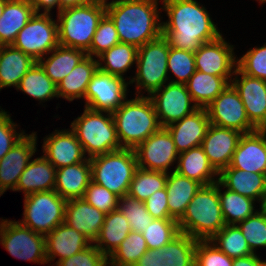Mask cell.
Masks as SVG:
<instances>
[{
	"mask_svg": "<svg viewBox=\"0 0 266 266\" xmlns=\"http://www.w3.org/2000/svg\"><path fill=\"white\" fill-rule=\"evenodd\" d=\"M168 22H162V35L169 46L196 52L203 43L220 35L208 11L195 0H163Z\"/></svg>",
	"mask_w": 266,
	"mask_h": 266,
	"instance_id": "1",
	"label": "cell"
},
{
	"mask_svg": "<svg viewBox=\"0 0 266 266\" xmlns=\"http://www.w3.org/2000/svg\"><path fill=\"white\" fill-rule=\"evenodd\" d=\"M158 0L106 1V14L114 22L121 43L137 48L162 35Z\"/></svg>",
	"mask_w": 266,
	"mask_h": 266,
	"instance_id": "2",
	"label": "cell"
},
{
	"mask_svg": "<svg viewBox=\"0 0 266 266\" xmlns=\"http://www.w3.org/2000/svg\"><path fill=\"white\" fill-rule=\"evenodd\" d=\"M225 225L219 199V181L202 186L178 220L179 231L196 240L212 239Z\"/></svg>",
	"mask_w": 266,
	"mask_h": 266,
	"instance_id": "3",
	"label": "cell"
},
{
	"mask_svg": "<svg viewBox=\"0 0 266 266\" xmlns=\"http://www.w3.org/2000/svg\"><path fill=\"white\" fill-rule=\"evenodd\" d=\"M112 115L122 148L135 149L161 128L149 96L138 94L135 99L126 100Z\"/></svg>",
	"mask_w": 266,
	"mask_h": 266,
	"instance_id": "4",
	"label": "cell"
},
{
	"mask_svg": "<svg viewBox=\"0 0 266 266\" xmlns=\"http://www.w3.org/2000/svg\"><path fill=\"white\" fill-rule=\"evenodd\" d=\"M106 14V0L67 8L58 12L59 45L87 52L100 20Z\"/></svg>",
	"mask_w": 266,
	"mask_h": 266,
	"instance_id": "5",
	"label": "cell"
},
{
	"mask_svg": "<svg viewBox=\"0 0 266 266\" xmlns=\"http://www.w3.org/2000/svg\"><path fill=\"white\" fill-rule=\"evenodd\" d=\"M92 182L115 193L127 196L138 169L134 149L121 148L90 159Z\"/></svg>",
	"mask_w": 266,
	"mask_h": 266,
	"instance_id": "6",
	"label": "cell"
},
{
	"mask_svg": "<svg viewBox=\"0 0 266 266\" xmlns=\"http://www.w3.org/2000/svg\"><path fill=\"white\" fill-rule=\"evenodd\" d=\"M83 114L71 123V129L89 159L121 149L112 113L84 108Z\"/></svg>",
	"mask_w": 266,
	"mask_h": 266,
	"instance_id": "7",
	"label": "cell"
},
{
	"mask_svg": "<svg viewBox=\"0 0 266 266\" xmlns=\"http://www.w3.org/2000/svg\"><path fill=\"white\" fill-rule=\"evenodd\" d=\"M168 55L169 43L163 35L139 47L136 60L137 72L129 83L136 82V88L140 91L144 88L148 95L160 89L169 79Z\"/></svg>",
	"mask_w": 266,
	"mask_h": 266,
	"instance_id": "8",
	"label": "cell"
},
{
	"mask_svg": "<svg viewBox=\"0 0 266 266\" xmlns=\"http://www.w3.org/2000/svg\"><path fill=\"white\" fill-rule=\"evenodd\" d=\"M24 198L21 225L46 236L64 222L67 200L55 190L32 193Z\"/></svg>",
	"mask_w": 266,
	"mask_h": 266,
	"instance_id": "9",
	"label": "cell"
},
{
	"mask_svg": "<svg viewBox=\"0 0 266 266\" xmlns=\"http://www.w3.org/2000/svg\"><path fill=\"white\" fill-rule=\"evenodd\" d=\"M57 23L50 13H35L18 32L12 45L35 61L44 59V55H49L59 45Z\"/></svg>",
	"mask_w": 266,
	"mask_h": 266,
	"instance_id": "10",
	"label": "cell"
},
{
	"mask_svg": "<svg viewBox=\"0 0 266 266\" xmlns=\"http://www.w3.org/2000/svg\"><path fill=\"white\" fill-rule=\"evenodd\" d=\"M1 221L0 242L12 256L47 264L45 235L32 231L19 221Z\"/></svg>",
	"mask_w": 266,
	"mask_h": 266,
	"instance_id": "11",
	"label": "cell"
},
{
	"mask_svg": "<svg viewBox=\"0 0 266 266\" xmlns=\"http://www.w3.org/2000/svg\"><path fill=\"white\" fill-rule=\"evenodd\" d=\"M205 109L213 125L242 134L257 130L249 121L239 93L231 83Z\"/></svg>",
	"mask_w": 266,
	"mask_h": 266,
	"instance_id": "12",
	"label": "cell"
},
{
	"mask_svg": "<svg viewBox=\"0 0 266 266\" xmlns=\"http://www.w3.org/2000/svg\"><path fill=\"white\" fill-rule=\"evenodd\" d=\"M128 84L130 83H126L124 78L98 69L87 85L85 107L94 111L113 113L126 101Z\"/></svg>",
	"mask_w": 266,
	"mask_h": 266,
	"instance_id": "13",
	"label": "cell"
},
{
	"mask_svg": "<svg viewBox=\"0 0 266 266\" xmlns=\"http://www.w3.org/2000/svg\"><path fill=\"white\" fill-rule=\"evenodd\" d=\"M163 86L149 96L161 127H167L199 108L191 104L193 100L185 84L169 82Z\"/></svg>",
	"mask_w": 266,
	"mask_h": 266,
	"instance_id": "14",
	"label": "cell"
},
{
	"mask_svg": "<svg viewBox=\"0 0 266 266\" xmlns=\"http://www.w3.org/2000/svg\"><path fill=\"white\" fill-rule=\"evenodd\" d=\"M138 168L168 173V167L178 159L175 143L165 127L151 134L135 149ZM147 165V166H146Z\"/></svg>",
	"mask_w": 266,
	"mask_h": 266,
	"instance_id": "15",
	"label": "cell"
},
{
	"mask_svg": "<svg viewBox=\"0 0 266 266\" xmlns=\"http://www.w3.org/2000/svg\"><path fill=\"white\" fill-rule=\"evenodd\" d=\"M197 241L180 232L162 249H148L134 266H195Z\"/></svg>",
	"mask_w": 266,
	"mask_h": 266,
	"instance_id": "16",
	"label": "cell"
},
{
	"mask_svg": "<svg viewBox=\"0 0 266 266\" xmlns=\"http://www.w3.org/2000/svg\"><path fill=\"white\" fill-rule=\"evenodd\" d=\"M234 75L231 84L239 93L249 121L257 129L266 128V81L246 75L238 67Z\"/></svg>",
	"mask_w": 266,
	"mask_h": 266,
	"instance_id": "17",
	"label": "cell"
},
{
	"mask_svg": "<svg viewBox=\"0 0 266 266\" xmlns=\"http://www.w3.org/2000/svg\"><path fill=\"white\" fill-rule=\"evenodd\" d=\"M233 54V46L220 35L213 41L203 43L194 52L195 68L214 76L232 77L235 73L232 69L237 68L236 57Z\"/></svg>",
	"mask_w": 266,
	"mask_h": 266,
	"instance_id": "18",
	"label": "cell"
},
{
	"mask_svg": "<svg viewBox=\"0 0 266 266\" xmlns=\"http://www.w3.org/2000/svg\"><path fill=\"white\" fill-rule=\"evenodd\" d=\"M36 133L26 135L0 159V196L8 189H16L19 177L36 152Z\"/></svg>",
	"mask_w": 266,
	"mask_h": 266,
	"instance_id": "19",
	"label": "cell"
},
{
	"mask_svg": "<svg viewBox=\"0 0 266 266\" xmlns=\"http://www.w3.org/2000/svg\"><path fill=\"white\" fill-rule=\"evenodd\" d=\"M229 166L266 174V128L241 135Z\"/></svg>",
	"mask_w": 266,
	"mask_h": 266,
	"instance_id": "20",
	"label": "cell"
},
{
	"mask_svg": "<svg viewBox=\"0 0 266 266\" xmlns=\"http://www.w3.org/2000/svg\"><path fill=\"white\" fill-rule=\"evenodd\" d=\"M242 133L211 124L203 139L202 147L213 168L220 173L227 168Z\"/></svg>",
	"mask_w": 266,
	"mask_h": 266,
	"instance_id": "21",
	"label": "cell"
},
{
	"mask_svg": "<svg viewBox=\"0 0 266 266\" xmlns=\"http://www.w3.org/2000/svg\"><path fill=\"white\" fill-rule=\"evenodd\" d=\"M210 125L206 109L198 108L165 128L169 131L176 150L180 154L201 146Z\"/></svg>",
	"mask_w": 266,
	"mask_h": 266,
	"instance_id": "22",
	"label": "cell"
},
{
	"mask_svg": "<svg viewBox=\"0 0 266 266\" xmlns=\"http://www.w3.org/2000/svg\"><path fill=\"white\" fill-rule=\"evenodd\" d=\"M44 157L54 165L56 169L81 163L85 161V153L76 134L71 131L55 130L54 134L44 140Z\"/></svg>",
	"mask_w": 266,
	"mask_h": 266,
	"instance_id": "23",
	"label": "cell"
},
{
	"mask_svg": "<svg viewBox=\"0 0 266 266\" xmlns=\"http://www.w3.org/2000/svg\"><path fill=\"white\" fill-rule=\"evenodd\" d=\"M106 214L84 198L67 200L64 223L86 236L92 243L97 238Z\"/></svg>",
	"mask_w": 266,
	"mask_h": 266,
	"instance_id": "24",
	"label": "cell"
},
{
	"mask_svg": "<svg viewBox=\"0 0 266 266\" xmlns=\"http://www.w3.org/2000/svg\"><path fill=\"white\" fill-rule=\"evenodd\" d=\"M45 239L47 263L57 256L60 257L58 261H61L75 255L92 243L86 236L64 222L48 233Z\"/></svg>",
	"mask_w": 266,
	"mask_h": 266,
	"instance_id": "25",
	"label": "cell"
},
{
	"mask_svg": "<svg viewBox=\"0 0 266 266\" xmlns=\"http://www.w3.org/2000/svg\"><path fill=\"white\" fill-rule=\"evenodd\" d=\"M91 179L90 159L56 169L55 191L64 199L83 198Z\"/></svg>",
	"mask_w": 266,
	"mask_h": 266,
	"instance_id": "26",
	"label": "cell"
},
{
	"mask_svg": "<svg viewBox=\"0 0 266 266\" xmlns=\"http://www.w3.org/2000/svg\"><path fill=\"white\" fill-rule=\"evenodd\" d=\"M56 168L44 156L27 164L19 177L16 189L23 190L24 196L55 189Z\"/></svg>",
	"mask_w": 266,
	"mask_h": 266,
	"instance_id": "27",
	"label": "cell"
},
{
	"mask_svg": "<svg viewBox=\"0 0 266 266\" xmlns=\"http://www.w3.org/2000/svg\"><path fill=\"white\" fill-rule=\"evenodd\" d=\"M218 176V181L224 188L253 200L258 199L259 202L266 190V174L251 173L228 166Z\"/></svg>",
	"mask_w": 266,
	"mask_h": 266,
	"instance_id": "28",
	"label": "cell"
},
{
	"mask_svg": "<svg viewBox=\"0 0 266 266\" xmlns=\"http://www.w3.org/2000/svg\"><path fill=\"white\" fill-rule=\"evenodd\" d=\"M35 14L29 0H7L0 17V46L12 45L18 32Z\"/></svg>",
	"mask_w": 266,
	"mask_h": 266,
	"instance_id": "29",
	"label": "cell"
},
{
	"mask_svg": "<svg viewBox=\"0 0 266 266\" xmlns=\"http://www.w3.org/2000/svg\"><path fill=\"white\" fill-rule=\"evenodd\" d=\"M202 186L198 181L180 175L174 170L170 174L167 173L165 188L168 194L169 215L178 221L183 216L189 202Z\"/></svg>",
	"mask_w": 266,
	"mask_h": 266,
	"instance_id": "30",
	"label": "cell"
},
{
	"mask_svg": "<svg viewBox=\"0 0 266 266\" xmlns=\"http://www.w3.org/2000/svg\"><path fill=\"white\" fill-rule=\"evenodd\" d=\"M35 62L30 55L13 45L0 46V89L10 86L17 88Z\"/></svg>",
	"mask_w": 266,
	"mask_h": 266,
	"instance_id": "31",
	"label": "cell"
},
{
	"mask_svg": "<svg viewBox=\"0 0 266 266\" xmlns=\"http://www.w3.org/2000/svg\"><path fill=\"white\" fill-rule=\"evenodd\" d=\"M99 60L86 55L77 66L57 85V95L73 101L84 98L87 85L99 69Z\"/></svg>",
	"mask_w": 266,
	"mask_h": 266,
	"instance_id": "32",
	"label": "cell"
},
{
	"mask_svg": "<svg viewBox=\"0 0 266 266\" xmlns=\"http://www.w3.org/2000/svg\"><path fill=\"white\" fill-rule=\"evenodd\" d=\"M178 165L175 170L180 175L186 176L201 183L203 186L214 184V175L219 173L213 168L202 146L194 147L182 152L178 156Z\"/></svg>",
	"mask_w": 266,
	"mask_h": 266,
	"instance_id": "33",
	"label": "cell"
},
{
	"mask_svg": "<svg viewBox=\"0 0 266 266\" xmlns=\"http://www.w3.org/2000/svg\"><path fill=\"white\" fill-rule=\"evenodd\" d=\"M130 232L128 220L117 208L106 214L101 230L94 241L95 246L109 258Z\"/></svg>",
	"mask_w": 266,
	"mask_h": 266,
	"instance_id": "34",
	"label": "cell"
},
{
	"mask_svg": "<svg viewBox=\"0 0 266 266\" xmlns=\"http://www.w3.org/2000/svg\"><path fill=\"white\" fill-rule=\"evenodd\" d=\"M231 80L230 77L214 76L196 70L185 85L194 104L199 108H206L231 83Z\"/></svg>",
	"mask_w": 266,
	"mask_h": 266,
	"instance_id": "35",
	"label": "cell"
},
{
	"mask_svg": "<svg viewBox=\"0 0 266 266\" xmlns=\"http://www.w3.org/2000/svg\"><path fill=\"white\" fill-rule=\"evenodd\" d=\"M52 55L44 61L39 59L45 74L58 85L78 63L87 55L83 50L58 45Z\"/></svg>",
	"mask_w": 266,
	"mask_h": 266,
	"instance_id": "36",
	"label": "cell"
},
{
	"mask_svg": "<svg viewBox=\"0 0 266 266\" xmlns=\"http://www.w3.org/2000/svg\"><path fill=\"white\" fill-rule=\"evenodd\" d=\"M137 52L138 48L136 46L120 42L97 57L105 63L102 66V63L99 61V70L124 78L123 73L136 63Z\"/></svg>",
	"mask_w": 266,
	"mask_h": 266,
	"instance_id": "37",
	"label": "cell"
},
{
	"mask_svg": "<svg viewBox=\"0 0 266 266\" xmlns=\"http://www.w3.org/2000/svg\"><path fill=\"white\" fill-rule=\"evenodd\" d=\"M16 89L40 101L58 97L57 85L45 74L38 62L22 77Z\"/></svg>",
	"mask_w": 266,
	"mask_h": 266,
	"instance_id": "38",
	"label": "cell"
},
{
	"mask_svg": "<svg viewBox=\"0 0 266 266\" xmlns=\"http://www.w3.org/2000/svg\"><path fill=\"white\" fill-rule=\"evenodd\" d=\"M220 187L219 182V199L225 224L237 225L255 213L253 211L255 200L229 189L221 193Z\"/></svg>",
	"mask_w": 266,
	"mask_h": 266,
	"instance_id": "39",
	"label": "cell"
},
{
	"mask_svg": "<svg viewBox=\"0 0 266 266\" xmlns=\"http://www.w3.org/2000/svg\"><path fill=\"white\" fill-rule=\"evenodd\" d=\"M167 173L161 171H148L138 168L130 183L127 196L144 202L154 192L164 189Z\"/></svg>",
	"mask_w": 266,
	"mask_h": 266,
	"instance_id": "40",
	"label": "cell"
},
{
	"mask_svg": "<svg viewBox=\"0 0 266 266\" xmlns=\"http://www.w3.org/2000/svg\"><path fill=\"white\" fill-rule=\"evenodd\" d=\"M210 241L232 259L253 254L237 225L226 224Z\"/></svg>",
	"mask_w": 266,
	"mask_h": 266,
	"instance_id": "41",
	"label": "cell"
},
{
	"mask_svg": "<svg viewBox=\"0 0 266 266\" xmlns=\"http://www.w3.org/2000/svg\"><path fill=\"white\" fill-rule=\"evenodd\" d=\"M148 250L146 241L140 232L131 231L119 247L108 258L111 266H134Z\"/></svg>",
	"mask_w": 266,
	"mask_h": 266,
	"instance_id": "42",
	"label": "cell"
},
{
	"mask_svg": "<svg viewBox=\"0 0 266 266\" xmlns=\"http://www.w3.org/2000/svg\"><path fill=\"white\" fill-rule=\"evenodd\" d=\"M180 233L175 219H153L142 232L148 249H162Z\"/></svg>",
	"mask_w": 266,
	"mask_h": 266,
	"instance_id": "43",
	"label": "cell"
},
{
	"mask_svg": "<svg viewBox=\"0 0 266 266\" xmlns=\"http://www.w3.org/2000/svg\"><path fill=\"white\" fill-rule=\"evenodd\" d=\"M118 208L128 220L131 231L142 233L154 219L144 202L130 196L121 197Z\"/></svg>",
	"mask_w": 266,
	"mask_h": 266,
	"instance_id": "44",
	"label": "cell"
},
{
	"mask_svg": "<svg viewBox=\"0 0 266 266\" xmlns=\"http://www.w3.org/2000/svg\"><path fill=\"white\" fill-rule=\"evenodd\" d=\"M167 69L178 78L171 82L185 84L196 71L194 52L169 46Z\"/></svg>",
	"mask_w": 266,
	"mask_h": 266,
	"instance_id": "45",
	"label": "cell"
},
{
	"mask_svg": "<svg viewBox=\"0 0 266 266\" xmlns=\"http://www.w3.org/2000/svg\"><path fill=\"white\" fill-rule=\"evenodd\" d=\"M120 43L117 30L111 18L105 14L93 36L90 49L86 52L88 56L98 57L104 51Z\"/></svg>",
	"mask_w": 266,
	"mask_h": 266,
	"instance_id": "46",
	"label": "cell"
},
{
	"mask_svg": "<svg viewBox=\"0 0 266 266\" xmlns=\"http://www.w3.org/2000/svg\"><path fill=\"white\" fill-rule=\"evenodd\" d=\"M243 233L251 252L255 254L257 247H266V215L256 211L237 225Z\"/></svg>",
	"mask_w": 266,
	"mask_h": 266,
	"instance_id": "47",
	"label": "cell"
},
{
	"mask_svg": "<svg viewBox=\"0 0 266 266\" xmlns=\"http://www.w3.org/2000/svg\"><path fill=\"white\" fill-rule=\"evenodd\" d=\"M195 266H233L228 257L210 240H198L195 248Z\"/></svg>",
	"mask_w": 266,
	"mask_h": 266,
	"instance_id": "48",
	"label": "cell"
},
{
	"mask_svg": "<svg viewBox=\"0 0 266 266\" xmlns=\"http://www.w3.org/2000/svg\"><path fill=\"white\" fill-rule=\"evenodd\" d=\"M83 198L92 206L105 214L116 210L119 205L120 197L94 182H90L85 190Z\"/></svg>",
	"mask_w": 266,
	"mask_h": 266,
	"instance_id": "49",
	"label": "cell"
},
{
	"mask_svg": "<svg viewBox=\"0 0 266 266\" xmlns=\"http://www.w3.org/2000/svg\"><path fill=\"white\" fill-rule=\"evenodd\" d=\"M237 67L246 75L266 81V43L249 50L237 60Z\"/></svg>",
	"mask_w": 266,
	"mask_h": 266,
	"instance_id": "50",
	"label": "cell"
},
{
	"mask_svg": "<svg viewBox=\"0 0 266 266\" xmlns=\"http://www.w3.org/2000/svg\"><path fill=\"white\" fill-rule=\"evenodd\" d=\"M108 258L92 243L84 250L61 261L56 266H108Z\"/></svg>",
	"mask_w": 266,
	"mask_h": 266,
	"instance_id": "51",
	"label": "cell"
},
{
	"mask_svg": "<svg viewBox=\"0 0 266 266\" xmlns=\"http://www.w3.org/2000/svg\"><path fill=\"white\" fill-rule=\"evenodd\" d=\"M15 126L7 112L0 114V159L25 136L24 132L18 134Z\"/></svg>",
	"mask_w": 266,
	"mask_h": 266,
	"instance_id": "52",
	"label": "cell"
},
{
	"mask_svg": "<svg viewBox=\"0 0 266 266\" xmlns=\"http://www.w3.org/2000/svg\"><path fill=\"white\" fill-rule=\"evenodd\" d=\"M166 188L154 192L144 201L145 207L154 219H173L169 215Z\"/></svg>",
	"mask_w": 266,
	"mask_h": 266,
	"instance_id": "53",
	"label": "cell"
},
{
	"mask_svg": "<svg viewBox=\"0 0 266 266\" xmlns=\"http://www.w3.org/2000/svg\"><path fill=\"white\" fill-rule=\"evenodd\" d=\"M266 261H261L256 254L233 259V266H265Z\"/></svg>",
	"mask_w": 266,
	"mask_h": 266,
	"instance_id": "54",
	"label": "cell"
},
{
	"mask_svg": "<svg viewBox=\"0 0 266 266\" xmlns=\"http://www.w3.org/2000/svg\"><path fill=\"white\" fill-rule=\"evenodd\" d=\"M29 2L33 5L35 13H39L41 8H44L43 13H50L51 9L57 5V0H29Z\"/></svg>",
	"mask_w": 266,
	"mask_h": 266,
	"instance_id": "55",
	"label": "cell"
},
{
	"mask_svg": "<svg viewBox=\"0 0 266 266\" xmlns=\"http://www.w3.org/2000/svg\"><path fill=\"white\" fill-rule=\"evenodd\" d=\"M57 1H58V12H59L67 8L88 4L93 0H57Z\"/></svg>",
	"mask_w": 266,
	"mask_h": 266,
	"instance_id": "56",
	"label": "cell"
},
{
	"mask_svg": "<svg viewBox=\"0 0 266 266\" xmlns=\"http://www.w3.org/2000/svg\"><path fill=\"white\" fill-rule=\"evenodd\" d=\"M260 211L266 215V190L263 193L262 199H261V206H260Z\"/></svg>",
	"mask_w": 266,
	"mask_h": 266,
	"instance_id": "57",
	"label": "cell"
},
{
	"mask_svg": "<svg viewBox=\"0 0 266 266\" xmlns=\"http://www.w3.org/2000/svg\"><path fill=\"white\" fill-rule=\"evenodd\" d=\"M7 0H0V17L3 13V10L5 8V3H6Z\"/></svg>",
	"mask_w": 266,
	"mask_h": 266,
	"instance_id": "58",
	"label": "cell"
},
{
	"mask_svg": "<svg viewBox=\"0 0 266 266\" xmlns=\"http://www.w3.org/2000/svg\"><path fill=\"white\" fill-rule=\"evenodd\" d=\"M261 3H265L266 2V0H259Z\"/></svg>",
	"mask_w": 266,
	"mask_h": 266,
	"instance_id": "59",
	"label": "cell"
}]
</instances>
